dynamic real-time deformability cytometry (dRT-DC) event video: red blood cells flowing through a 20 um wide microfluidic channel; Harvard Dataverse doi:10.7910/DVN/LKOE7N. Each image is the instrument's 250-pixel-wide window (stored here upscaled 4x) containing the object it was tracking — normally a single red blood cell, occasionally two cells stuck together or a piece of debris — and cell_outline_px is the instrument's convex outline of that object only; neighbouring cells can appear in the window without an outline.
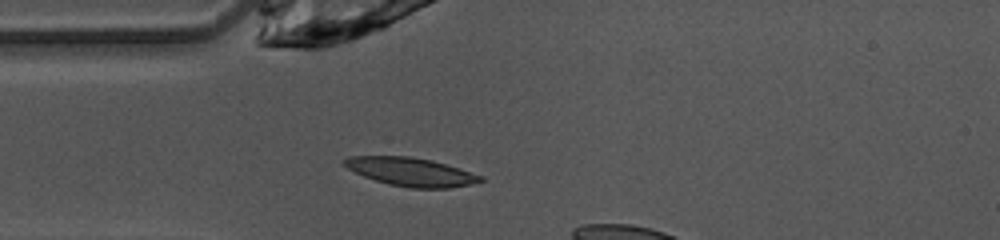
{"species": "common noctule bat (a hibernating species)", "species_latin": "Nyctalus noctula", "temperature_condition": "warm", "stored_images_in_passage": 7, "camera_frame_rate_fps": 3000, "um_per_image_px": 0.085, "animal": {"sex": "female", "body_mass_g": 10.0, "forearm_length_mm": 53.1}, "frame": {"image": 1, "passage_image": 4, "time_ms": 1.0, "image_size_px": [1000, 240], "cell_outline_px": [[484, 180], [468, 184], [448, 188], [412, 188], [388, 184], [364, 176], [348, 168], [344, 164], [344, 160], [348, 156], [412, 156], [432, 160], [484, 176]], "centroid_in_image_um": [34.93, 14.6], "position_along_channel_um": 50.1, "area_um2": 22.31}}